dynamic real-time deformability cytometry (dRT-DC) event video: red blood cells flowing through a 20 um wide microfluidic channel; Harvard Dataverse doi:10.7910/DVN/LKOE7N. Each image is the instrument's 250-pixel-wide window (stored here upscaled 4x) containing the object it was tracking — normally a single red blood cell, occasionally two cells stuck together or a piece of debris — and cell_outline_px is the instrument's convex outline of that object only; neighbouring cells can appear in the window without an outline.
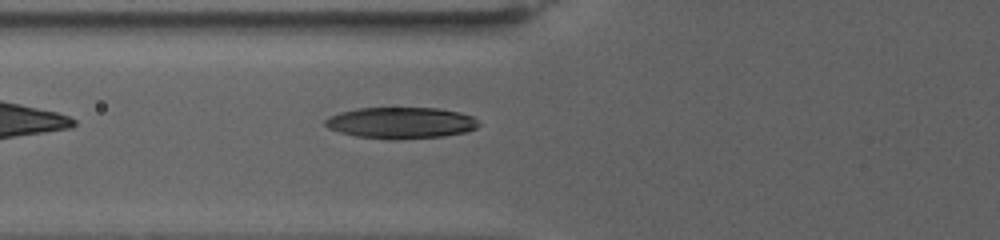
{"species": "human", "species_latin": "Homo sapiens", "temperature_condition": "warm", "stored_images_in_passage": 50, "camera_frame_rate_fps": 3000, "um_per_image_px": 0.085, "donor": {"sex": "female"}, "frame": {"image": 1, "passage_image": 3, "time_ms": 0.667, "image_size_px": [1000, 240], "cell_outline_px": [[480, 124], [476, 128], [468, 132], [444, 136], [392, 140], [356, 136], [340, 132], [328, 128], [324, 124], [324, 120], [328, 116], [340, 112], [356, 108], [436, 108], [460, 112], [472, 116]], "centroid_in_image_um": [34.07, 10.44], "position_along_channel_um": 91.7, "area_um2": 28.21}}
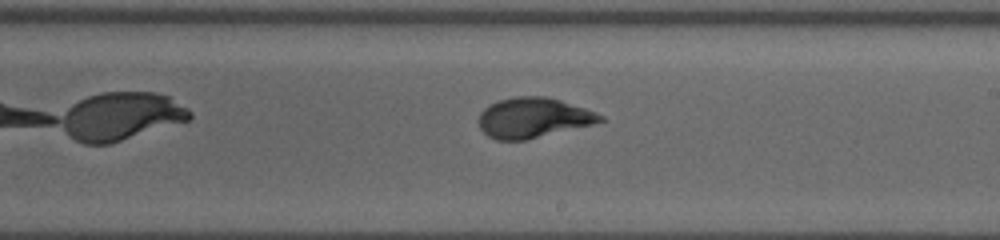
{"frame": {"image": 2, "passage_image": 20, "time_ms": 6.333, "image_size_px": [1000, 240], "cell_outline_px": [[604, 120], [592, 124], [524, 140], [496, 140], [488, 136], [480, 128], [480, 112], [484, 108], [500, 100], [516, 96], [544, 96], [560, 100], [596, 112], [604, 116]], "centroid_in_image_um": [45.31, 10.01], "position_along_channel_um": 243.7, "area_um2": 27.92}}
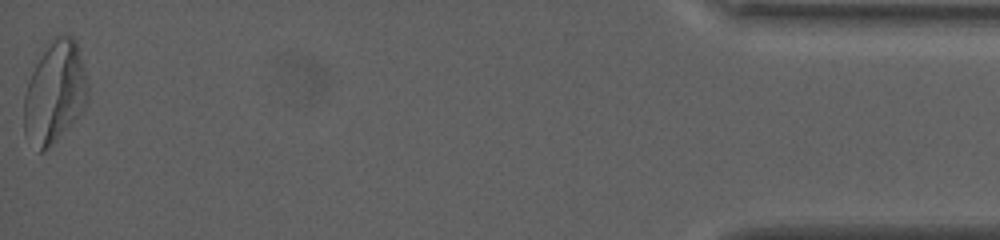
{"frame": {"image": 3, "passage_image": 50, "time_ms": 16.333, "image_size_px": [1000, 240], "cell_outline_px": [[88, 100], [84, 108], [72, 124], [44, 152], [40, 152], [24, 132], [24, 96], [32, 72], [36, 64], [52, 40], [56, 36], [72, 36], [76, 40], [88, 84]], "centroid_in_image_um": [4.67, 7.89], "position_along_channel_um": 430.5, "area_um2": 37.22}, "authors_computed_cell_mechanics": {"area_um2": 28.4954, "velocity_mm_per_s": 2.6782, "shape_relaxation_time_tau1_ms": 7.6261, "shape_relaxation_time_tau2_ms": null, "deformation_change_tau1": 0.268, "deformation_change_tau2": null}}